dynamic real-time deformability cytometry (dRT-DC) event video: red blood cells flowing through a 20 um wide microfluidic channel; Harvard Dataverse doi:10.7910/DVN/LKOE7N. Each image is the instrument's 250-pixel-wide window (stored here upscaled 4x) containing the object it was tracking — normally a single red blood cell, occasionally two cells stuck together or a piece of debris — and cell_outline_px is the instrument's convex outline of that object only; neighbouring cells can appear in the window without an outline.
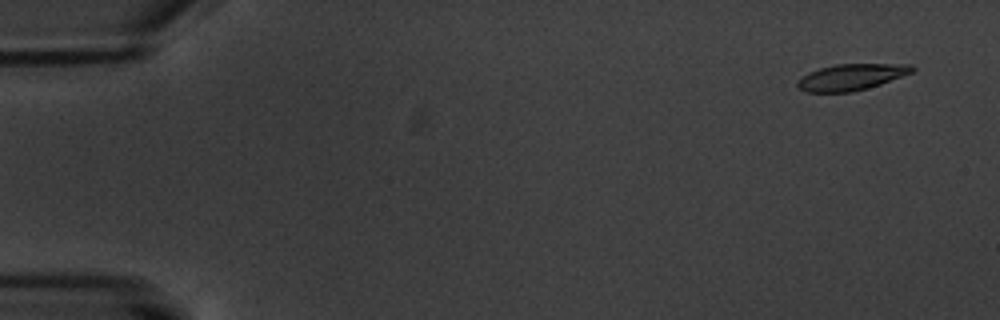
{"species": "common noctule bat (a hibernating species)", "species_latin": "Nyctalus noctula", "temperature_condition": "warm", "stored_images_in_passage": 4, "camera_frame_rate_fps": 3000, "um_per_image_px": 0.085, "animal": {"sex": "male", "body_mass_g": 20.1, "forearm_length_mm": 53.5}, "frame": {"image": 1, "passage_image": 1, "time_ms": 0.0, "image_size_px": [1000, 320], "cell_outline_px": [[916, 68], [912, 72], [880, 84], [852, 92], [808, 92], [800, 88], [796, 84], [808, 72], [820, 68], [836, 64], [912, 64]], "centroid_in_image_um": [72.38, 6.54], "position_along_channel_um": 12.6, "area_um2": 17.28}}
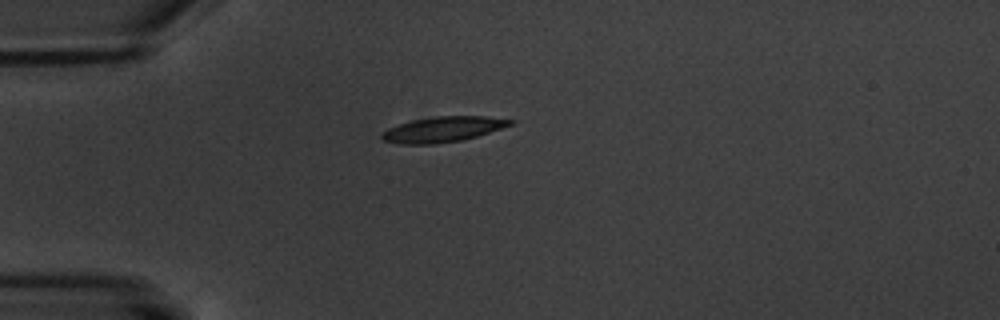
{"frame": {"image": 2, "passage_image": 4, "time_ms": 4.333, "image_size_px": [1000, 320], "cell_outline_px": [[516, 120], [512, 124], [476, 136], [460, 140], [436, 144], [400, 144], [384, 140], [380, 136], [380, 132], [388, 128], [412, 120], [436, 116], [488, 116]], "centroid_in_image_um": [37.62, 10.99], "position_along_channel_um": 47.4, "area_um2": 18.84}}